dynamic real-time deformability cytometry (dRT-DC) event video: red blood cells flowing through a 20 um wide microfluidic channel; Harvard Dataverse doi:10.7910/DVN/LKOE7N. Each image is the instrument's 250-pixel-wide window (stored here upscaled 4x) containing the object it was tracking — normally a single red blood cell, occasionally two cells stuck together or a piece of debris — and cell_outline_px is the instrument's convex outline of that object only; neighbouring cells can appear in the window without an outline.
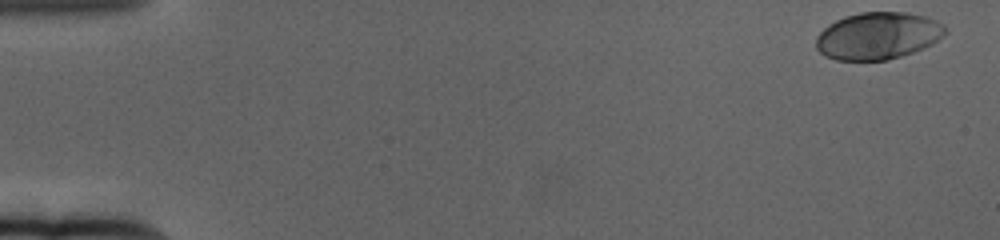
{"species": "human", "species_latin": "Homo sapiens", "temperature_condition": "cold", "stored_images_in_passage": 60, "camera_frame_rate_fps": 3000, "um_per_image_px": 0.085, "donor": {"sex": "female"}, "frame": {"image": 1, "passage_image": 1, "time_ms": 0.0, "image_size_px": [1000, 240], "cell_outline_px": [[948, 32], [944, 36], [932, 44], [924, 48], [888, 60], [836, 60], [824, 56], [816, 48], [816, 36], [828, 24], [844, 16], [860, 12], [904, 12], [924, 16], [936, 20], [944, 24]], "centroid_in_image_um": [74.63, 3.04], "position_along_channel_um": 10.4, "area_um2": 35.72}}
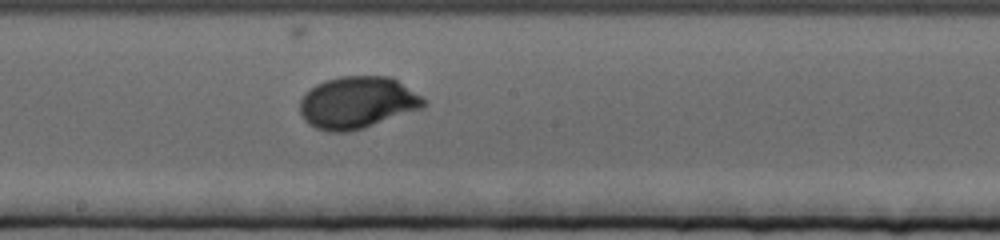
{"frame": {"image": 2, "passage_image": 33, "time_ms": 10.667, "image_size_px": [1000, 240], "cell_outline_px": [[428, 104], [424, 108], [364, 128], [348, 132], [328, 132], [316, 128], [308, 124], [304, 120], [300, 112], [300, 100], [316, 84], [324, 80], [340, 76], [392, 76], [420, 96]], "centroid_in_image_um": [30.38, 8.72], "position_along_channel_um": 217.8, "area_um2": 37.63}}
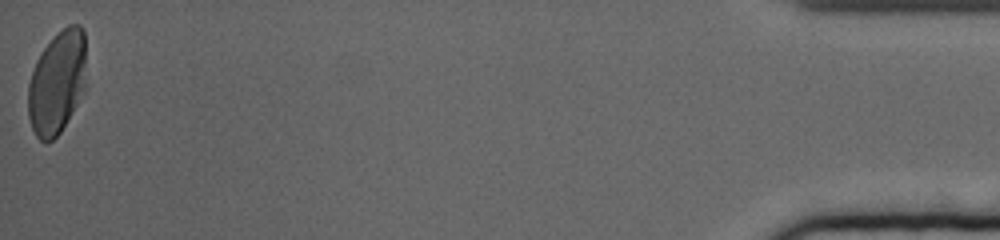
{"frame": {"image": 3, "passage_image": 60, "time_ms": 19.667, "image_size_px": [1000, 240], "cell_outline_px": [[84, 88], [76, 104], [60, 132], [52, 140], [40, 140], [36, 136], [32, 128], [28, 116], [28, 84], [36, 60], [40, 52], [68, 24], [80, 24], [84, 28]], "centroid_in_image_um": [4.82, 7.0], "position_along_channel_um": 430.4, "area_um2": 34.22}, "authors_computed_cell_mechanics": {"area_um2": 35.3736, "velocity_mm_per_s": 3.3397, "shape_relaxation_time_tau1_ms": 2.603, "shape_relaxation_time_tau2_ms": null, "deformation_change_tau1": 0.1489, "deformation_change_tau2": null}}